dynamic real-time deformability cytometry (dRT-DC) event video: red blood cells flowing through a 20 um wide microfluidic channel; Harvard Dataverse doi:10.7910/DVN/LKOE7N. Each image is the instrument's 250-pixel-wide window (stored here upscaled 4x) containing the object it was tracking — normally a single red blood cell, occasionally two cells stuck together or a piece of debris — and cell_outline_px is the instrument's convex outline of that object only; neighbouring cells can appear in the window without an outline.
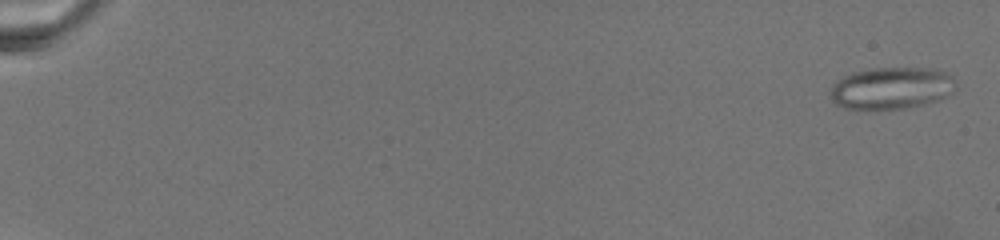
{"species": "common noctule bat (a hibernating species)", "species_latin": "Nyctalus noctula", "temperature_condition": "warm", "stored_images_in_passage": 15, "camera_frame_rate_fps": 3000, "um_per_image_px": 0.085, "animal": {"sex": "female", "body_mass_g": 19.5, "forearm_length_mm": 54.1}, "frame": {"image": 1, "passage_image": 1, "time_ms": 0.0, "image_size_px": [1000, 240], "cell_outline_px": [[956, 88], [948, 96], [924, 104], [908, 108], [844, 108], [836, 104], [832, 100], [832, 88], [836, 80], [852, 72], [872, 68], [936, 68], [948, 72], [952, 76]], "centroid_in_image_um": [75.82, 7.46], "position_along_channel_um": 9.2, "area_um2": 30.58}}
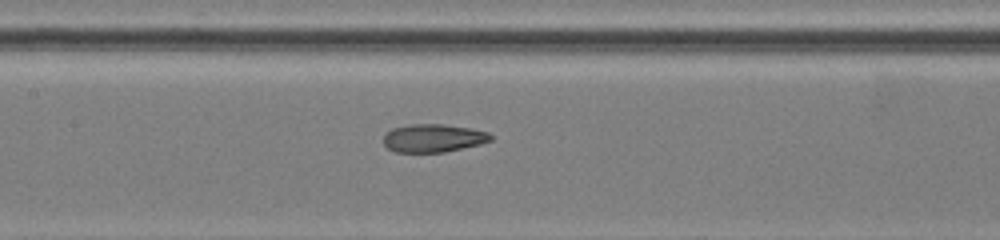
{"frame": {"image": 2, "passage_image": 12, "time_ms": 13.0, "image_size_px": [1000, 240], "cell_outline_px": [[492, 140], [480, 144], [444, 152], [396, 152], [388, 148], [384, 144], [384, 136], [392, 128], [408, 124], [440, 124], [472, 128], [488, 132], [492, 136]], "centroid_in_image_um": [36.83, 11.73], "position_along_channel_um": 170.6, "area_um2": 17.51}}
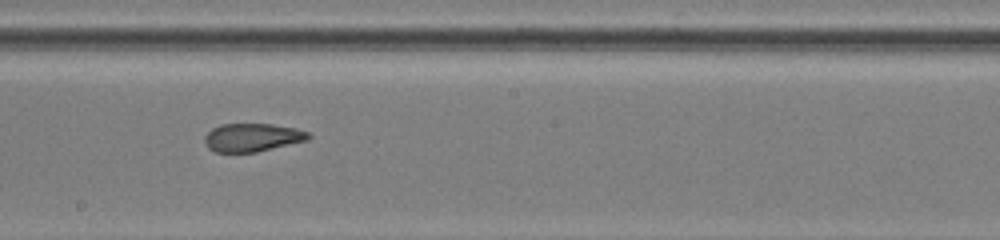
{"frame": {"image": 3, "passage_image": 14, "time_ms": 15.0, "image_size_px": [1000, 240], "cell_outline_px": [[312, 136], [308, 140], [256, 152], [216, 152], [208, 148], [204, 140], [204, 136], [212, 128], [220, 124], [272, 124], [296, 128], [308, 132]], "centroid_in_image_um": [21.45, 11.68], "position_along_channel_um": 226.8, "area_um2": 17.11}}